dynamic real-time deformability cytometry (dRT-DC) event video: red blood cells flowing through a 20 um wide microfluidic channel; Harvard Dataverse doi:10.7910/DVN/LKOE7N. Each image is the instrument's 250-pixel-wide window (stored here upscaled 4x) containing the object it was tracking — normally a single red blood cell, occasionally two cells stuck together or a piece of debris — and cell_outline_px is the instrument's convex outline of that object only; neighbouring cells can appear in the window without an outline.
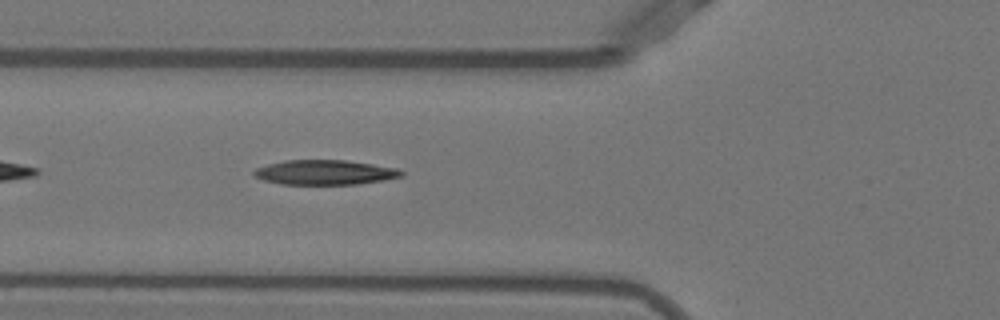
{"species": "Egyptian fruit bat (a non-hibernating species)", "species_latin": "Rousettus aegyptiacus", "temperature_condition": "warm", "stored_images_in_passage": 31, "camera_frame_rate_fps": 3000, "um_per_image_px": 0.085, "animal": {"sex": "female"}, "frame": {"image": 1, "passage_image": 5, "time_ms": 1.333, "image_size_px": [1000, 320], "cell_outline_px": [[404, 176], [384, 180], [356, 184], [280, 184], [264, 180], [256, 176], [252, 172], [256, 168], [268, 164], [284, 160], [344, 160], [372, 164], [396, 168], [404, 172]], "centroid_in_image_um": [27.62, 14.65], "position_along_channel_um": 98.2, "area_um2": 21.15}}
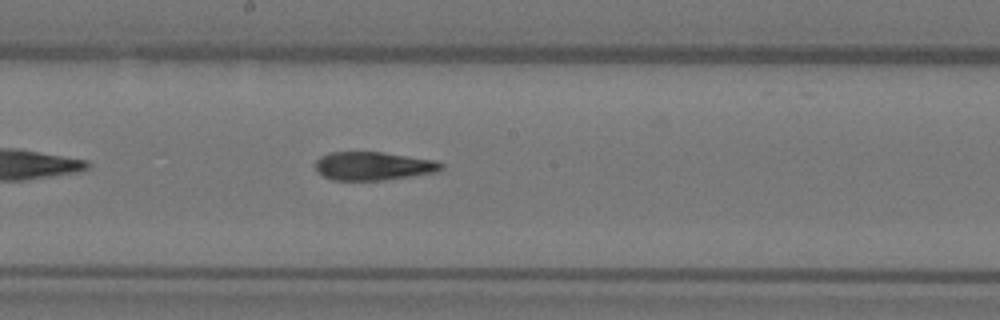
{"frame": {"image": 2, "passage_image": 14, "time_ms": 4.333, "image_size_px": [1000, 320], "cell_outline_px": [[444, 168], [436, 172], [380, 180], [332, 180], [324, 176], [316, 168], [316, 160], [320, 156], [328, 152], [380, 152], [432, 160], [444, 164]], "centroid_in_image_um": [31.69, 14.1], "position_along_channel_um": 216.5, "area_um2": 20.46}}
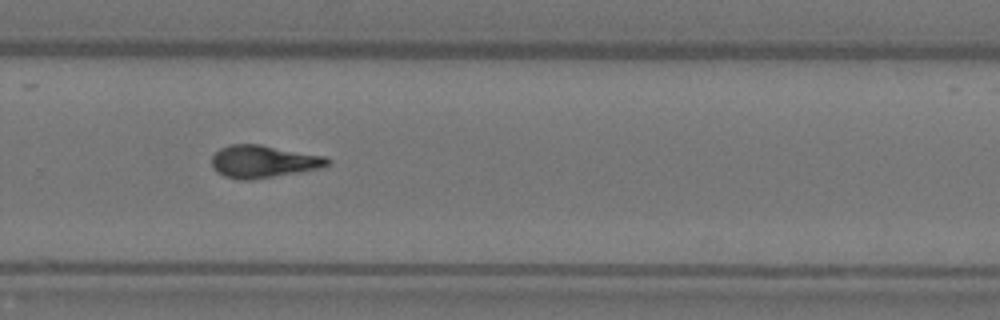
{"frame": {"image": 3, "passage_image": 21, "time_ms": 6.667, "image_size_px": [1000, 320], "cell_outline_px": [[332, 160], [328, 164], [320, 168], [252, 180], [236, 180], [224, 176], [216, 172], [212, 168], [212, 156], [220, 148], [228, 144], [260, 144], [324, 156]], "centroid_in_image_um": [22.33, 13.73], "position_along_channel_um": 307.5, "area_um2": 21.96}, "authors_computed_cell_mechanics": {"area_um2": 21.4438, "velocity_mm_per_s": 3.9208, "shape_relaxation_time_tau1_ms": 5.1232, "shape_relaxation_time_tau2_ms": 2.8386, "deformation_change_tau1": 0.2052, "deformation_change_tau2": 0.1117}}